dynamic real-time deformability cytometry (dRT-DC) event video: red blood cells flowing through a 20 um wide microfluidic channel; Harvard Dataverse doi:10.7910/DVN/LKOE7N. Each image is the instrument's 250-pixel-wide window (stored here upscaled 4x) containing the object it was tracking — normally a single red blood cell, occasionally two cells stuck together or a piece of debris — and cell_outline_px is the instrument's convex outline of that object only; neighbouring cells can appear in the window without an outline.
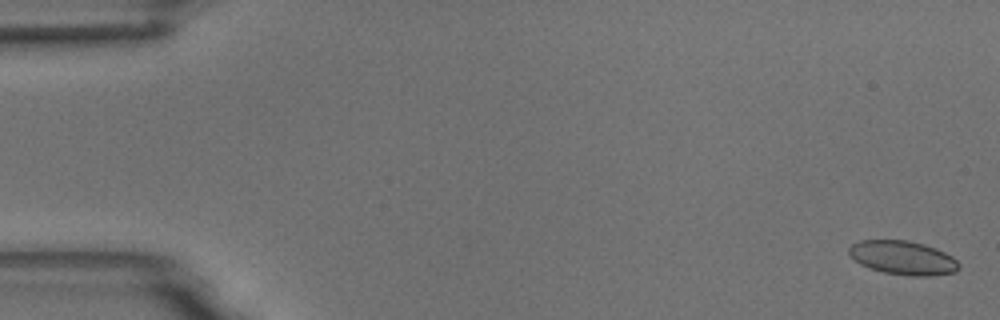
{"species": "common noctule bat (a hibernating species)", "species_latin": "Nyctalus noctula", "temperature_condition": "room temperature", "stored_images_in_passage": 5, "camera_frame_rate_fps": 3000, "um_per_image_px": 0.085, "animal": {"sex": "male", "body_mass_g": 18.8}, "frame": {"image": 1, "passage_image": 1, "time_ms": 0.0, "image_size_px": [1000, 320], "cell_outline_px": [[960, 268], [956, 272], [928, 276], [908, 276], [884, 272], [868, 268], [860, 264], [848, 252], [848, 248], [852, 244], [860, 240], [908, 240], [924, 244], [936, 248], [952, 256], [960, 264]], "centroid_in_image_um": [76.76, 21.91], "position_along_channel_um": 8.2, "area_um2": 21.79}}
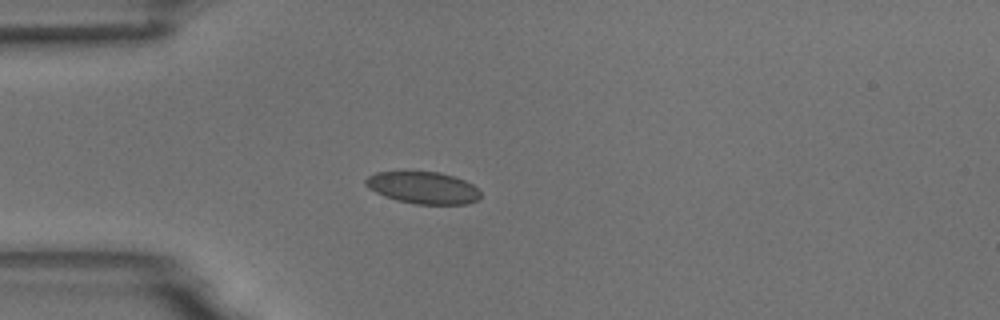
{"frame": {"image": 2, "passage_image": 5, "time_ms": 4.667, "image_size_px": [1000, 320], "cell_outline_px": [[480, 196], [476, 200], [468, 204], [416, 204], [396, 200], [384, 196], [368, 188], [364, 184], [364, 180], [368, 176], [376, 172], [404, 168], [440, 172], [464, 180], [472, 184], [480, 192]], "centroid_in_image_um": [35.88, 15.9], "position_along_channel_um": 49.1, "area_um2": 22.25}}